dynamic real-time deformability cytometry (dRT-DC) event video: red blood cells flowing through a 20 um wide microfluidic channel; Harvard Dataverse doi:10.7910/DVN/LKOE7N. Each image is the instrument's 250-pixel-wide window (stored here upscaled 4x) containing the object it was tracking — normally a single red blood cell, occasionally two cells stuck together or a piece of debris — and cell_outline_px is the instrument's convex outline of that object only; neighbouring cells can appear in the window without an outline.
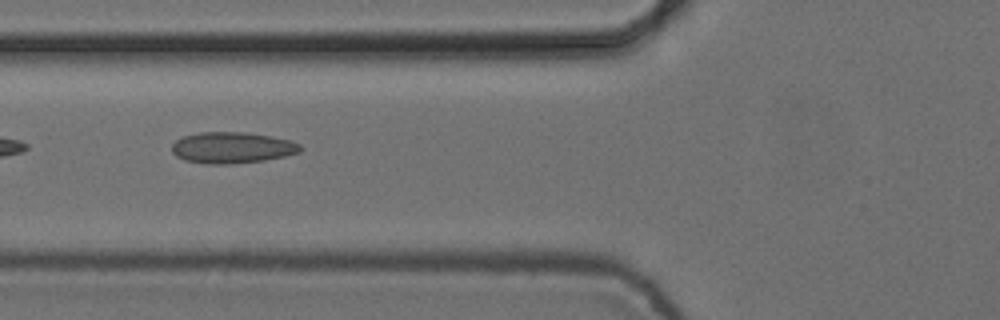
{"species": "common noctule bat (a hibernating species)", "species_latin": "Nyctalus noctula", "temperature_condition": "cold", "stored_images_in_passage": 8, "camera_frame_rate_fps": 3000, "um_per_image_px": 0.085, "animal": {"sex": "female", "body_mass_g": 24.6, "forearm_length_mm": 56.2}, "frame": {"image": 1, "passage_image": 3, "time_ms": 0.667, "image_size_px": [1000, 320], "cell_outline_px": [[304, 148], [300, 152], [284, 156], [264, 160], [228, 164], [208, 164], [184, 160], [176, 156], [172, 152], [172, 144], [176, 140], [184, 136], [200, 132], [244, 132], [272, 136], [288, 140], [300, 144]], "centroid_in_image_um": [19.73, 12.55], "position_along_channel_um": 106.1, "area_um2": 23.35}}
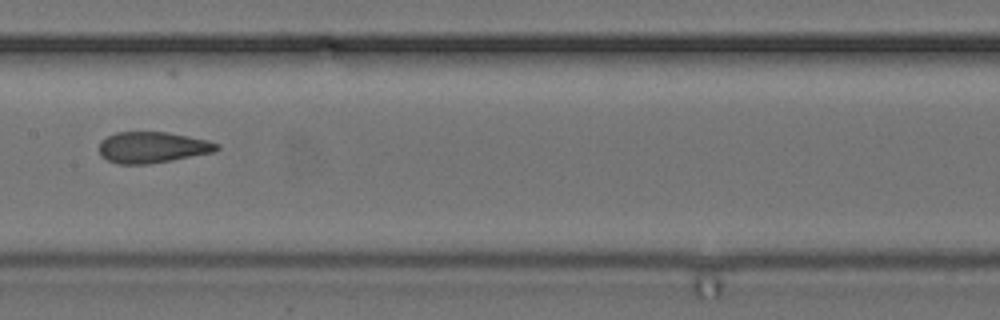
{"frame": {"image": 2, "passage_image": 5, "time_ms": 1.333, "image_size_px": [1000, 320], "cell_outline_px": [[220, 148], [212, 152], [172, 160], [148, 164], [116, 164], [100, 156], [100, 140], [116, 132], [168, 132], [208, 140], [220, 144]], "centroid_in_image_um": [12.94, 12.52], "position_along_channel_um": 194.5, "area_um2": 21.33}}
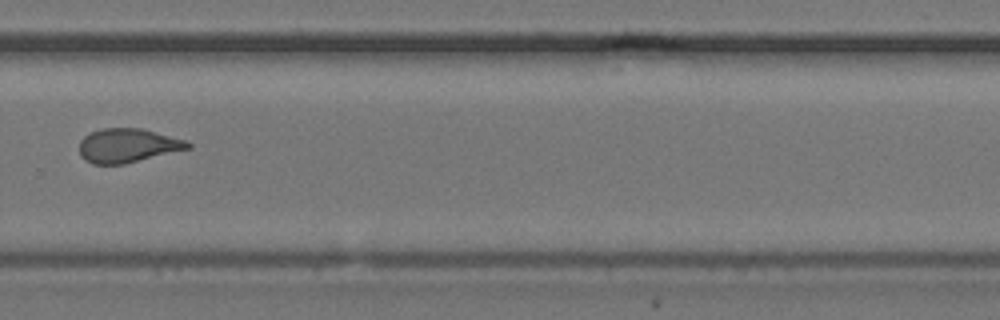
{"frame": {"image": 3, "passage_image": 8, "time_ms": 2.333, "image_size_px": [1000, 320], "cell_outline_px": [[192, 148], [124, 164], [92, 164], [84, 160], [80, 156], [80, 140], [84, 136], [100, 128], [140, 128], [188, 140], [192, 144]], "centroid_in_image_um": [10.87, 12.37], "position_along_channel_um": 318.9, "area_um2": 21.68}}